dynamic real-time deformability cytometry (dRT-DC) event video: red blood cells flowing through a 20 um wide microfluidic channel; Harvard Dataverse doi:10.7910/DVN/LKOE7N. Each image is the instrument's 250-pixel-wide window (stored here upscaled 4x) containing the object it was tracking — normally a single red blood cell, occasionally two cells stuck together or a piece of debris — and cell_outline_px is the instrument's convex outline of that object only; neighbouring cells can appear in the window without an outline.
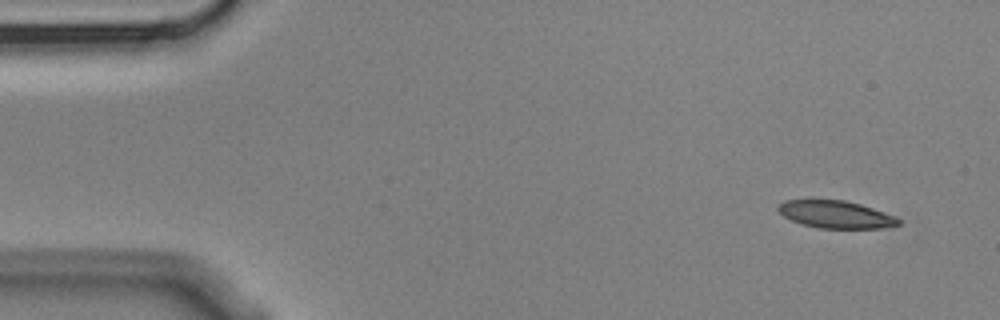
{"species": "Egyptian fruit bat (a non-hibernating species)", "species_latin": "Rousettus aegyptiacus", "temperature_condition": "cold", "stored_images_in_passage": 5, "camera_frame_rate_fps": 3000, "um_per_image_px": 0.085, "animal": {"sex": "male"}, "frame": {"image": 1, "passage_image": 1, "time_ms": 0.0, "image_size_px": [1000, 320], "cell_outline_px": [[900, 224], [880, 228], [820, 228], [800, 224], [784, 216], [776, 208], [784, 200], [844, 200], [860, 204], [896, 216], [900, 220]], "centroid_in_image_um": [71.03, 18.23], "position_along_channel_um": 14.0, "area_um2": 19.07}}
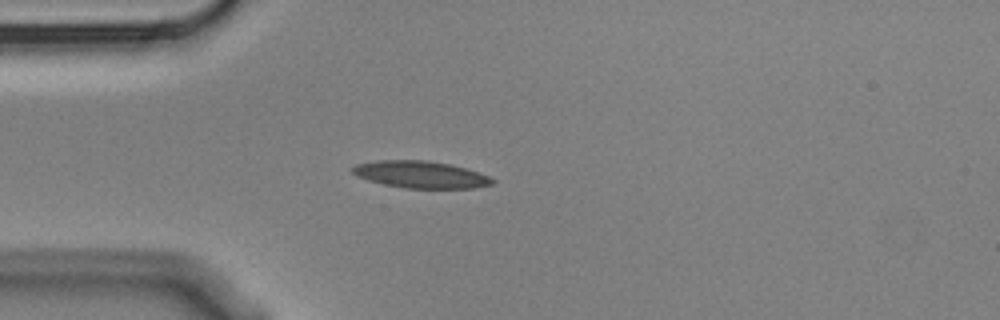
{"frame": {"image": 2, "passage_image": 4, "time_ms": 1.0, "image_size_px": [1000, 320], "cell_outline_px": [[496, 180], [492, 184], [476, 188], [404, 188], [384, 184], [368, 180], [356, 176], [352, 172], [352, 168], [356, 164], [376, 160], [428, 160], [452, 164], [488, 176]], "centroid_in_image_um": [35.74, 14.83], "position_along_channel_um": 49.3, "area_um2": 22.02}}